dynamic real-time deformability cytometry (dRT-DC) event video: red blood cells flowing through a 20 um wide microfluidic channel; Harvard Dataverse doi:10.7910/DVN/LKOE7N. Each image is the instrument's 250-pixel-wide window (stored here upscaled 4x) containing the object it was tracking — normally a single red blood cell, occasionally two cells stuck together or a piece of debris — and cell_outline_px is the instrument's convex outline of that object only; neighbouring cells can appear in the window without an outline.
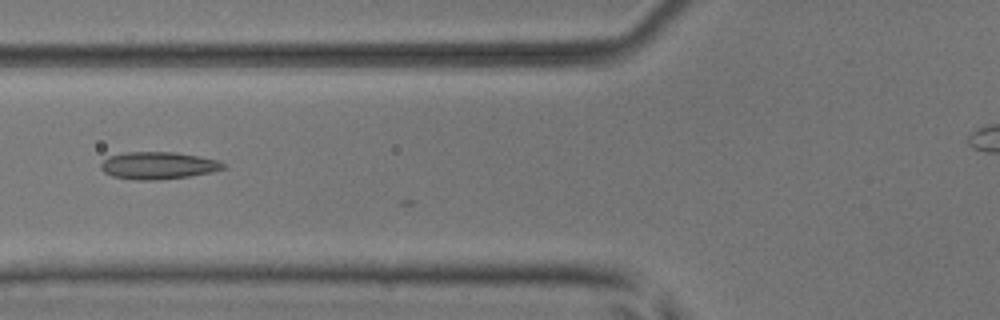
{"species": "common noctule bat (a hibernating species)", "species_latin": "Nyctalus noctula", "temperature_condition": "room temperature", "stored_images_in_passage": 25, "camera_frame_rate_fps": 3000, "um_per_image_px": 0.085, "animal": {"sex": "male", "body_mass_g": 17.9, "forearm_length_mm": 54.2}, "frame": {"image": 1, "passage_image": 21, "time_ms": 6.667, "image_size_px": [1000, 320], "cell_outline_px": [[228, 168], [212, 172], [188, 176], [160, 180], [132, 180], [112, 176], [104, 172], [100, 168], [100, 164], [108, 156], [124, 152], [176, 152], [216, 160], [228, 164]], "centroid_in_image_um": [13.44, 14.07], "position_along_channel_um": 112.4, "area_um2": 19.65}}
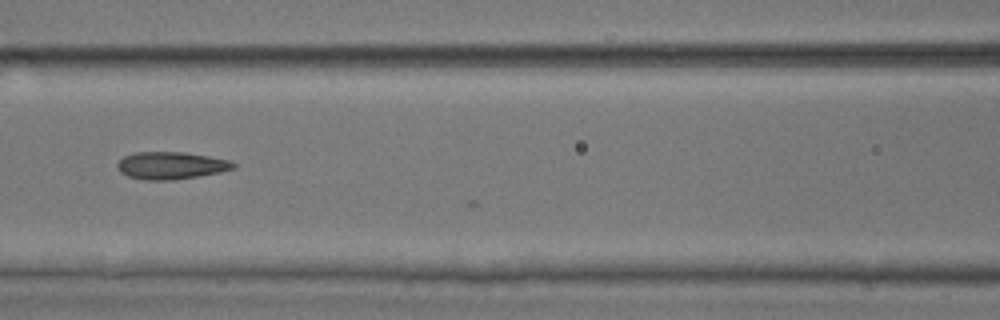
{"frame": {"image": 2, "passage_image": 24, "time_ms": 7.667, "image_size_px": [1000, 320], "cell_outline_px": [[236, 168], [220, 172], [200, 176], [172, 180], [144, 180], [128, 176], [120, 172], [116, 164], [124, 156], [136, 152], [184, 152], [208, 156], [228, 160], [236, 164]], "centroid_in_image_um": [14.53, 14.07], "position_along_channel_um": 152.1, "area_um2": 18.5}}